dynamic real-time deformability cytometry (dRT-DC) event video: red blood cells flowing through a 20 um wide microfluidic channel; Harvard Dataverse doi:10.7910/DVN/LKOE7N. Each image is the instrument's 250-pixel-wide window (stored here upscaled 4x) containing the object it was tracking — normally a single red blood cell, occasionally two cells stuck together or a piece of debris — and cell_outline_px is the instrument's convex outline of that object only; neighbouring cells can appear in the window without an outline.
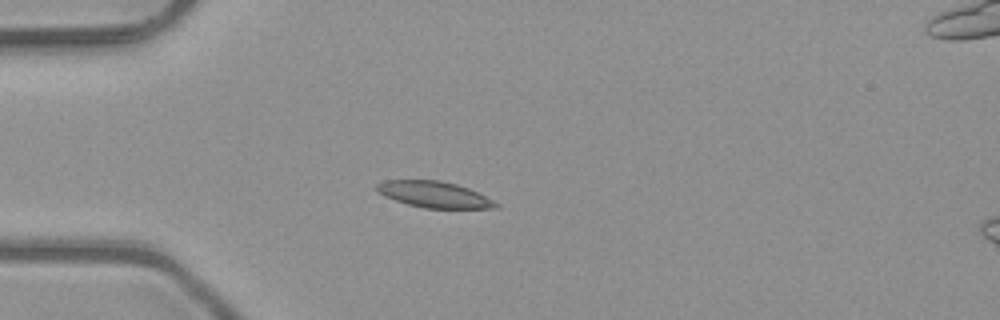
{"species": "common noctule bat (a hibernating species)", "species_latin": "Nyctalus noctula", "temperature_condition": "room temperature", "stored_images_in_passage": 4, "camera_frame_rate_fps": 3000, "um_per_image_px": 0.085, "animal": {"sex": "male", "body_mass_g": 23.1, "forearm_length_mm": 52.7}, "frame": {"image": 1, "passage_image": 4, "time_ms": 1.0, "image_size_px": [1000, 320], "cell_outline_px": [[500, 204], [496, 208], [424, 208], [408, 204], [384, 196], [376, 192], [376, 184], [384, 180], [440, 180], [456, 184], [468, 188]], "centroid_in_image_um": [36.86, 16.52], "position_along_channel_um": 48.1, "area_um2": 18.03}}